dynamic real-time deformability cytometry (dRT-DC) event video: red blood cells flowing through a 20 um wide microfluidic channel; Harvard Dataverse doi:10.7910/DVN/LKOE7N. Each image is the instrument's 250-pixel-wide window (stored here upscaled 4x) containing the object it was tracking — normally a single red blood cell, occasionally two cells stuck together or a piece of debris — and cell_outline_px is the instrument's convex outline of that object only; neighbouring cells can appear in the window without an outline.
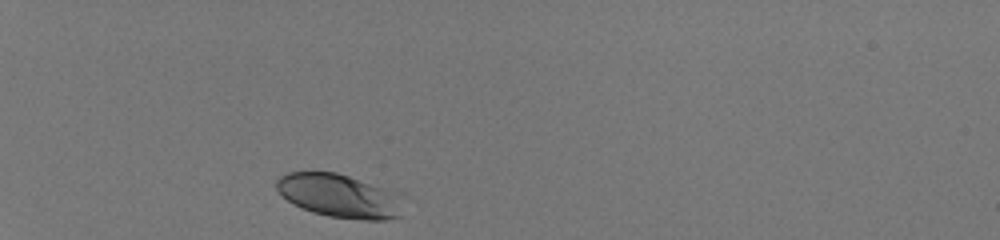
{"species": "human", "species_latin": "Homo sapiens", "temperature_condition": "room temperature", "stored_images_in_passage": 31, "camera_frame_rate_fps": 3000, "um_per_image_px": 0.085, "donor": {"sex": "male"}, "frame": {"image": 1, "passage_image": 1, "time_ms": 0.0, "image_size_px": [1000, 240], "cell_outline_px": [[400, 216], [384, 220], [364, 220], [328, 216], [312, 212], [288, 200], [276, 188], [276, 180], [280, 176], [288, 172], [336, 172], [348, 176], [380, 188], [388, 192]], "centroid_in_image_um": [28.63, 16.64], "position_along_channel_um": 56.4, "area_um2": 30.29}}
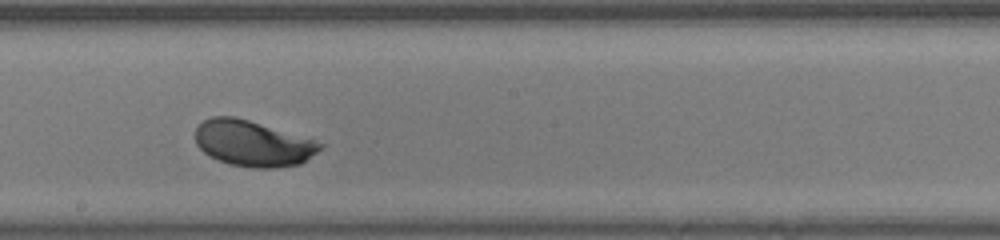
{"frame": {"image": 2, "passage_image": 17, "time_ms": 5.333, "image_size_px": [1000, 240], "cell_outline_px": [[324, 144], [316, 152], [300, 164], [276, 168], [252, 168], [228, 164], [208, 156], [196, 144], [196, 128], [204, 120], [212, 116], [236, 116], [312, 140]], "centroid_in_image_um": [21.43, 12.2], "position_along_channel_um": 226.8, "area_um2": 32.95}}
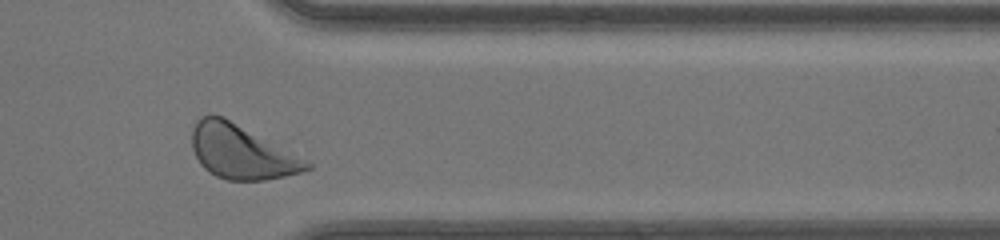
{"frame": {"image": 3, "passage_image": 29, "time_ms": 9.333, "image_size_px": [1000, 240], "cell_outline_px": [[312, 168], [300, 172], [284, 176], [264, 180], [228, 180], [216, 176], [208, 172], [200, 164], [192, 148], [192, 128], [196, 120], [200, 116], [224, 116], [312, 164]], "centroid_in_image_um": [20.46, 12.91], "position_along_channel_um": 390.9, "area_um2": 35.49}, "authors_computed_cell_mechanics": {"area_um2": 32.7148, "velocity_mm_per_s": 4.1107, "shape_relaxation_time_tau1_ms": 1.3766, "shape_relaxation_time_tau2_ms": null, "deformation_change_tau1": 0.1119, "deformation_change_tau2": null}}